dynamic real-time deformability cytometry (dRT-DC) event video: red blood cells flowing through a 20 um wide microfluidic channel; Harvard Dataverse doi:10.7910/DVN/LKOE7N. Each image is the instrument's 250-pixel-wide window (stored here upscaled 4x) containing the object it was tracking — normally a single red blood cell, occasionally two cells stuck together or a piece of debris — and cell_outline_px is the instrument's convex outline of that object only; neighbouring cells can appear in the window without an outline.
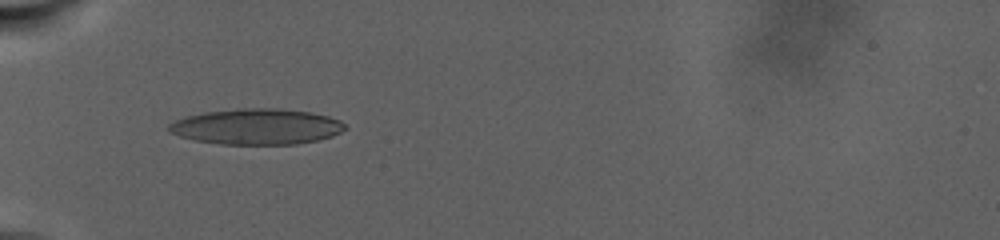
{"species": "human", "species_latin": "Homo sapiens", "temperature_condition": "warm", "stored_images_in_passage": 15, "camera_frame_rate_fps": 3000, "um_per_image_px": 0.085, "donor": {"sex": "male"}, "frame": {"image": 1, "passage_image": 1, "time_ms": 0.0, "image_size_px": [1000, 240], "cell_outline_px": [[348, 128], [332, 136], [316, 140], [296, 144], [220, 144], [196, 140], [180, 136], [168, 132], [168, 124], [184, 116], [204, 112], [240, 108], [276, 108], [308, 112], [328, 116], [340, 120]], "centroid_in_image_um": [21.79, 10.76], "position_along_channel_um": 63.2, "area_um2": 36.65}}
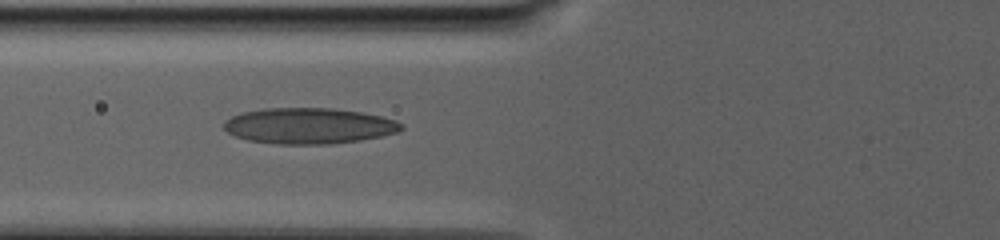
{"frame": {"image": 2, "passage_image": 14, "time_ms": 2.0, "image_size_px": [1000, 240], "cell_outline_px": [[404, 128], [400, 132], [360, 140], [332, 144], [280, 144], [248, 140], [236, 136], [228, 132], [224, 128], [224, 120], [232, 116], [244, 112], [264, 108], [332, 108], [360, 112], [380, 116], [396, 120], [404, 124]], "centroid_in_image_um": [26.29, 10.69], "position_along_channel_um": 99.5, "area_um2": 37.11}}